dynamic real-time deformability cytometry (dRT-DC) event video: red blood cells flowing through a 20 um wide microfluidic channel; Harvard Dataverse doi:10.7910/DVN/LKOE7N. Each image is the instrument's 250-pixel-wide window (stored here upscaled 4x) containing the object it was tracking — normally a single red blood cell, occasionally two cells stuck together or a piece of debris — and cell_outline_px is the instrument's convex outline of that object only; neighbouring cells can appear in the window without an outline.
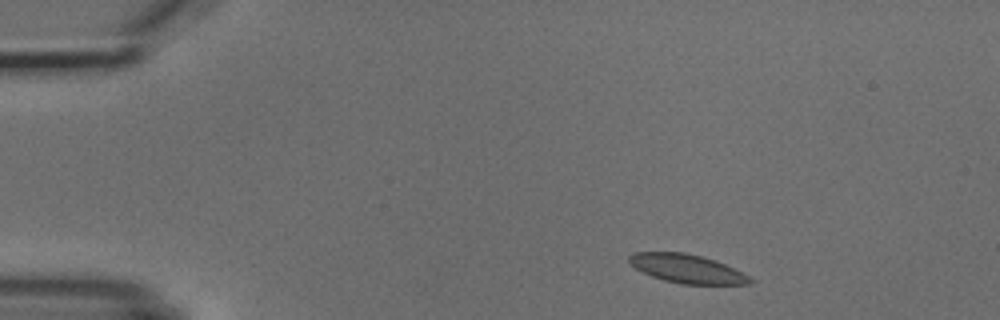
{"species": "common noctule bat (a hibernating species)", "species_latin": "Nyctalus noctula", "temperature_condition": "cold", "stored_images_in_passage": 3, "camera_frame_rate_fps": 3000, "um_per_image_px": 0.085, "animal": {"sex": "male", "body_mass_g": 18.8}, "frame": {"image": 1, "passage_image": 1, "time_ms": 0.0, "image_size_px": [1000, 320], "cell_outline_px": [[752, 284], [680, 284], [664, 280], [652, 276], [636, 268], [628, 260], [628, 256], [632, 252], [684, 252], [716, 260], [748, 276], [752, 280]], "centroid_in_image_um": [58.37, 22.83], "position_along_channel_um": 26.6, "area_um2": 19.94}}